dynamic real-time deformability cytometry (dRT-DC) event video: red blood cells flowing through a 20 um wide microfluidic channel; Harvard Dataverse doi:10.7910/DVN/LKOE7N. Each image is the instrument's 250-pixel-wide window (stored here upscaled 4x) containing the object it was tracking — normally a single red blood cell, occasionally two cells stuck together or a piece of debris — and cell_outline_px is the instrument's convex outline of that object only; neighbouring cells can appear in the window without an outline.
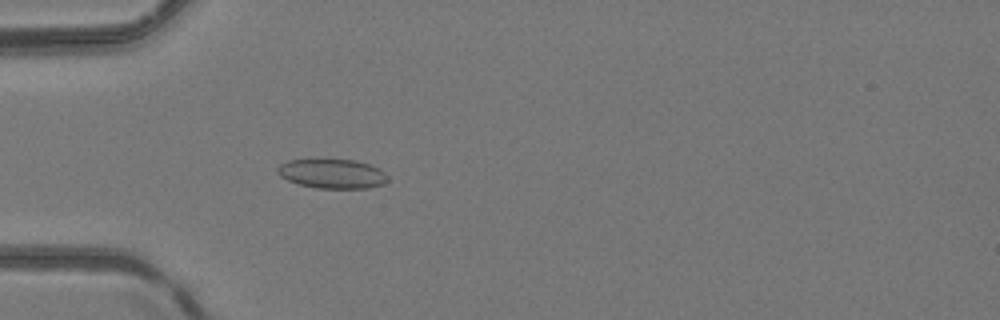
{"species": "common noctule bat (a hibernating species)", "species_latin": "Nyctalus noctula", "temperature_condition": "room temperature", "stored_images_in_passage": 4, "camera_frame_rate_fps": 3000, "um_per_image_px": 0.085, "animal": {"sex": "female", "body_mass_g": 24.6, "forearm_length_mm": 56.2}, "frame": {"image": 1, "passage_image": 4, "time_ms": 3.667, "image_size_px": [1000, 320], "cell_outline_px": [[388, 180], [384, 184], [368, 188], [316, 188], [300, 184], [288, 180], [280, 176], [276, 172], [276, 168], [280, 164], [288, 160], [356, 160], [380, 168], [388, 176]], "centroid_in_image_um": [28.25, 14.77], "position_along_channel_um": 56.7, "area_um2": 18.84}}